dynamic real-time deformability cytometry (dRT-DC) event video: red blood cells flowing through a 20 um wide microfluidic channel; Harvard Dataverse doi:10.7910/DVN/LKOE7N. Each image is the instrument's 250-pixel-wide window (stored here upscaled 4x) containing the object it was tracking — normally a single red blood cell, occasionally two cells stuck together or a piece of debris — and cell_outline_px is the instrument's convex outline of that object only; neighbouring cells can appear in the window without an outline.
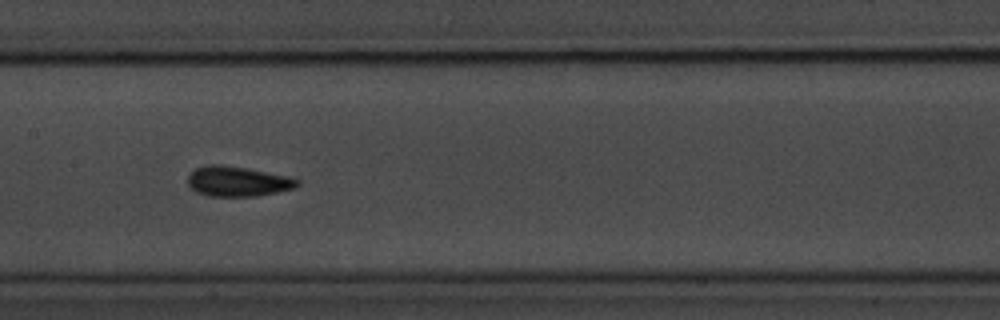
{"species": "common noctule bat (a hibernating species)", "species_latin": "Nyctalus noctula", "temperature_condition": "room temperature", "stored_images_in_passage": 15, "camera_frame_rate_fps": 3000, "um_per_image_px": 0.085, "animal": {"sex": "male", "body_mass_g": 20.1, "forearm_length_mm": 53.5}, "frame": {"image": 1, "passage_image": 7, "time_ms": 7.667, "image_size_px": [1000, 320], "cell_outline_px": [[300, 184], [296, 188], [256, 196], [208, 196], [196, 192], [188, 184], [188, 176], [196, 168], [212, 164], [220, 164], [248, 168], [288, 176], [300, 180]], "centroid_in_image_um": [20.23, 15.42], "position_along_channel_um": 187.2, "area_um2": 19.19}, "authors_computed_cell_mechanics": {"area_um2": 17.9758, "velocity_mm_per_s": 3.4942, "shape_relaxation_time_tau1_ms": 2.4538, "shape_relaxation_time_tau2_ms": 0.5725, "deformation_change_tau1": 0.1104, "deformation_change_tau2": 0.055}}